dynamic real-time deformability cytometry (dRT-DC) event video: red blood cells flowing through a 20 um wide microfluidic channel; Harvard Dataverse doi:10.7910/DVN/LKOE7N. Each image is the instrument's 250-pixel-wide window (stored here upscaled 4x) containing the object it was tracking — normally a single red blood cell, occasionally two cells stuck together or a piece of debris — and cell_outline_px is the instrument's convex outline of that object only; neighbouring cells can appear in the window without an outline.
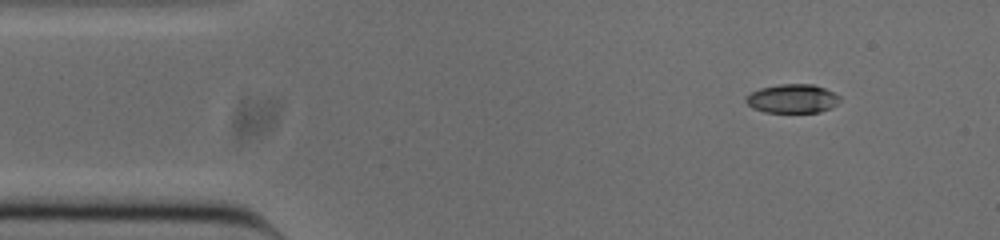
{"species": "common noctule bat (a hibernating species)", "species_latin": "Nyctalus noctula", "temperature_condition": "cold", "stored_images_in_passage": 47, "camera_frame_rate_fps": 3000, "um_per_image_px": 0.085, "animal": {"sex": "male", "body_mass_g": 20.0, "forearm_length_mm": 53.3}, "frame": {"image": 1, "passage_image": 1, "time_ms": 0.0, "image_size_px": [1000, 240], "cell_outline_px": [[840, 100], [832, 108], [820, 112], [764, 112], [752, 108], [744, 100], [752, 92], [760, 88], [780, 84], [812, 84], [824, 88], [840, 96]], "centroid_in_image_um": [67.36, 8.39], "position_along_channel_um": 17.6, "area_um2": 15.72}}
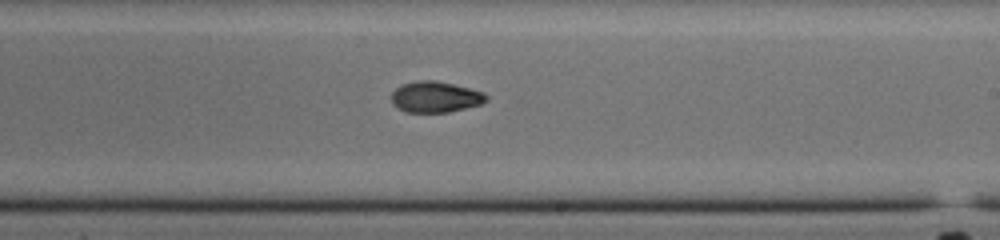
{"frame": {"image": 2, "passage_image": 25, "time_ms": 8.0, "image_size_px": [1000, 240], "cell_outline_px": [[488, 100], [480, 104], [448, 112], [404, 112], [396, 108], [392, 104], [392, 92], [400, 84], [416, 80], [436, 80], [484, 92], [488, 96]], "centroid_in_image_um": [36.96, 8.23], "position_along_channel_um": 252.0, "area_um2": 17.22}}
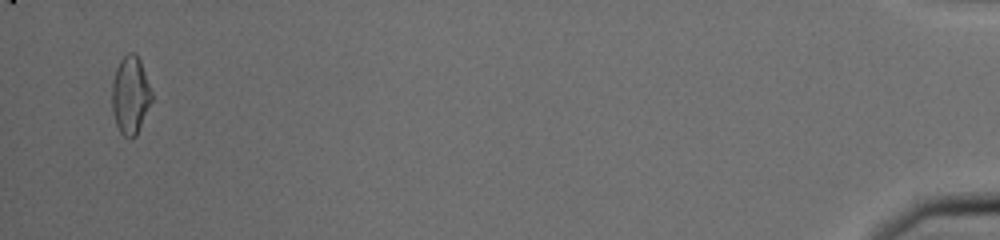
{"frame": {"image": 3, "passage_image": 46, "time_ms": 15.0, "image_size_px": [1000, 240], "cell_outline_px": [[152, 100], [136, 136], [124, 136], [120, 132], [116, 124], [112, 112], [112, 84], [116, 68], [120, 60], [128, 52], [136, 52], [140, 60], [152, 92]], "centroid_in_image_um": [11.08, 8.06], "position_along_channel_um": 424.1, "area_um2": 17.92}, "authors_computed_cell_mechanics": {"area_um2": 17.051, "velocity_mm_per_s": 3.8668, "shape_relaxation_time_tau1_ms": null, "shape_relaxation_time_tau2_ms": 2.7893, "deformation_change_tau1": null, "deformation_change_tau2": 0.0618}}